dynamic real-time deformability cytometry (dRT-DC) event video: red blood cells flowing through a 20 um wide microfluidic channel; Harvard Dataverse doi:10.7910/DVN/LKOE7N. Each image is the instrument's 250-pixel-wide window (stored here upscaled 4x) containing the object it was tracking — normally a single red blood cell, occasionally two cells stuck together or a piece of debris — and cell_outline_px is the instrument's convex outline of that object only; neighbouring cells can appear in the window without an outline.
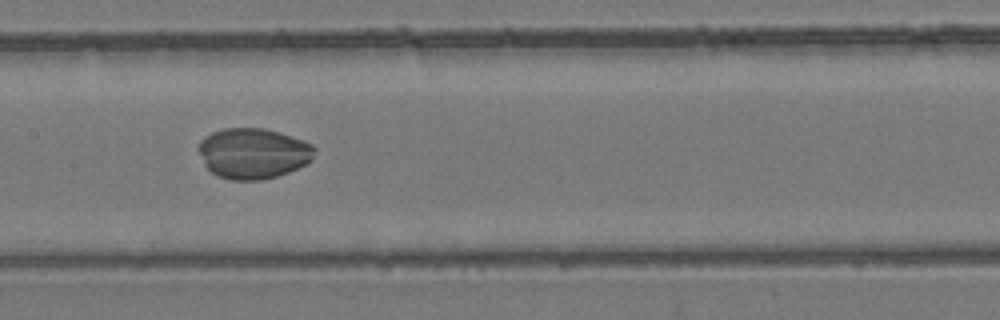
{"species": "common noctule bat (a hibernating species)", "species_latin": "Nyctalus noctula", "temperature_condition": "room temperature", "stored_images_in_passage": 25, "camera_frame_rate_fps": 3000, "um_per_image_px": 0.085, "animal": {"sex": "female", "body_mass_g": 24.6, "forearm_length_mm": 56.2}, "frame": {"image": 1, "passage_image": 19, "time_ms": 6.0, "image_size_px": [1000, 320], "cell_outline_px": [[316, 148], [312, 160], [308, 164], [288, 172], [276, 176], [260, 180], [232, 180], [216, 176], [204, 164], [196, 148], [200, 140], [204, 136], [212, 132], [224, 128], [264, 128], [304, 140], [312, 144]], "centroid_in_image_um": [21.51, 13.03], "position_along_channel_um": 185.9, "area_um2": 34.51}}